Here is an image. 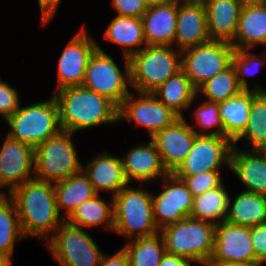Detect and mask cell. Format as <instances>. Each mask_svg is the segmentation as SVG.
<instances>
[{
  "label": "cell",
  "mask_w": 266,
  "mask_h": 266,
  "mask_svg": "<svg viewBox=\"0 0 266 266\" xmlns=\"http://www.w3.org/2000/svg\"><path fill=\"white\" fill-rule=\"evenodd\" d=\"M7 196L15 204L25 238L39 237L47 241L65 221L57 209L54 183L33 178Z\"/></svg>",
  "instance_id": "obj_1"
},
{
  "label": "cell",
  "mask_w": 266,
  "mask_h": 266,
  "mask_svg": "<svg viewBox=\"0 0 266 266\" xmlns=\"http://www.w3.org/2000/svg\"><path fill=\"white\" fill-rule=\"evenodd\" d=\"M61 130L72 133L119 122V108L108 98L83 86L66 87L54 94Z\"/></svg>",
  "instance_id": "obj_2"
},
{
  "label": "cell",
  "mask_w": 266,
  "mask_h": 266,
  "mask_svg": "<svg viewBox=\"0 0 266 266\" xmlns=\"http://www.w3.org/2000/svg\"><path fill=\"white\" fill-rule=\"evenodd\" d=\"M129 184L114 198L113 232L130 240L151 237L160 232L153 218L152 193Z\"/></svg>",
  "instance_id": "obj_3"
},
{
  "label": "cell",
  "mask_w": 266,
  "mask_h": 266,
  "mask_svg": "<svg viewBox=\"0 0 266 266\" xmlns=\"http://www.w3.org/2000/svg\"><path fill=\"white\" fill-rule=\"evenodd\" d=\"M174 46L147 45L130 60V87L152 93L168 78L182 70L181 51Z\"/></svg>",
  "instance_id": "obj_4"
},
{
  "label": "cell",
  "mask_w": 266,
  "mask_h": 266,
  "mask_svg": "<svg viewBox=\"0 0 266 266\" xmlns=\"http://www.w3.org/2000/svg\"><path fill=\"white\" fill-rule=\"evenodd\" d=\"M215 226L192 217L163 227L160 234L166 253L182 256L197 265L211 259L215 243Z\"/></svg>",
  "instance_id": "obj_5"
},
{
  "label": "cell",
  "mask_w": 266,
  "mask_h": 266,
  "mask_svg": "<svg viewBox=\"0 0 266 266\" xmlns=\"http://www.w3.org/2000/svg\"><path fill=\"white\" fill-rule=\"evenodd\" d=\"M7 136L36 148L60 130L59 107L54 95L47 100L22 107L8 117Z\"/></svg>",
  "instance_id": "obj_6"
},
{
  "label": "cell",
  "mask_w": 266,
  "mask_h": 266,
  "mask_svg": "<svg viewBox=\"0 0 266 266\" xmlns=\"http://www.w3.org/2000/svg\"><path fill=\"white\" fill-rule=\"evenodd\" d=\"M74 133L60 130L35 148L34 178L56 183L82 170L72 141Z\"/></svg>",
  "instance_id": "obj_7"
},
{
  "label": "cell",
  "mask_w": 266,
  "mask_h": 266,
  "mask_svg": "<svg viewBox=\"0 0 266 266\" xmlns=\"http://www.w3.org/2000/svg\"><path fill=\"white\" fill-rule=\"evenodd\" d=\"M112 58L98 45L87 65L82 86L108 98L119 108L131 92L128 89L130 60L126 56L123 57L125 60L123 73Z\"/></svg>",
  "instance_id": "obj_8"
},
{
  "label": "cell",
  "mask_w": 266,
  "mask_h": 266,
  "mask_svg": "<svg viewBox=\"0 0 266 266\" xmlns=\"http://www.w3.org/2000/svg\"><path fill=\"white\" fill-rule=\"evenodd\" d=\"M46 245L61 266H99L104 254L85 229L70 225L66 220Z\"/></svg>",
  "instance_id": "obj_9"
},
{
  "label": "cell",
  "mask_w": 266,
  "mask_h": 266,
  "mask_svg": "<svg viewBox=\"0 0 266 266\" xmlns=\"http://www.w3.org/2000/svg\"><path fill=\"white\" fill-rule=\"evenodd\" d=\"M234 47L228 41L210 40L181 51L182 70L198 89L232 64Z\"/></svg>",
  "instance_id": "obj_10"
},
{
  "label": "cell",
  "mask_w": 266,
  "mask_h": 266,
  "mask_svg": "<svg viewBox=\"0 0 266 266\" xmlns=\"http://www.w3.org/2000/svg\"><path fill=\"white\" fill-rule=\"evenodd\" d=\"M233 142L225 136L197 135L184 161L173 172L175 176H194L211 170L230 168Z\"/></svg>",
  "instance_id": "obj_11"
},
{
  "label": "cell",
  "mask_w": 266,
  "mask_h": 266,
  "mask_svg": "<svg viewBox=\"0 0 266 266\" xmlns=\"http://www.w3.org/2000/svg\"><path fill=\"white\" fill-rule=\"evenodd\" d=\"M131 92L119 107L118 120L132 122L142 126L151 138L156 132L173 124L180 118L171 109L160 102L153 93Z\"/></svg>",
  "instance_id": "obj_12"
},
{
  "label": "cell",
  "mask_w": 266,
  "mask_h": 266,
  "mask_svg": "<svg viewBox=\"0 0 266 266\" xmlns=\"http://www.w3.org/2000/svg\"><path fill=\"white\" fill-rule=\"evenodd\" d=\"M160 181L164 190L156 196L152 193L153 218L159 230L190 217L194 203V196L186 183L173 173H168Z\"/></svg>",
  "instance_id": "obj_13"
},
{
  "label": "cell",
  "mask_w": 266,
  "mask_h": 266,
  "mask_svg": "<svg viewBox=\"0 0 266 266\" xmlns=\"http://www.w3.org/2000/svg\"><path fill=\"white\" fill-rule=\"evenodd\" d=\"M98 45L84 26L70 39L57 63V90L82 86L87 65Z\"/></svg>",
  "instance_id": "obj_14"
},
{
  "label": "cell",
  "mask_w": 266,
  "mask_h": 266,
  "mask_svg": "<svg viewBox=\"0 0 266 266\" xmlns=\"http://www.w3.org/2000/svg\"><path fill=\"white\" fill-rule=\"evenodd\" d=\"M3 140L0 147V188H7L8 193L0 191V195H7L34 178L35 148L7 135Z\"/></svg>",
  "instance_id": "obj_15"
},
{
  "label": "cell",
  "mask_w": 266,
  "mask_h": 266,
  "mask_svg": "<svg viewBox=\"0 0 266 266\" xmlns=\"http://www.w3.org/2000/svg\"><path fill=\"white\" fill-rule=\"evenodd\" d=\"M197 134L185 117L156 132L151 138L168 173H173L191 150Z\"/></svg>",
  "instance_id": "obj_16"
},
{
  "label": "cell",
  "mask_w": 266,
  "mask_h": 266,
  "mask_svg": "<svg viewBox=\"0 0 266 266\" xmlns=\"http://www.w3.org/2000/svg\"><path fill=\"white\" fill-rule=\"evenodd\" d=\"M219 264L257 261L251 244L250 227L222 221L215 226V243L211 259Z\"/></svg>",
  "instance_id": "obj_17"
},
{
  "label": "cell",
  "mask_w": 266,
  "mask_h": 266,
  "mask_svg": "<svg viewBox=\"0 0 266 266\" xmlns=\"http://www.w3.org/2000/svg\"><path fill=\"white\" fill-rule=\"evenodd\" d=\"M121 158L124 174L129 184L132 181H136L138 184L153 183L168 174L155 143L151 139L148 144L139 143L132 147Z\"/></svg>",
  "instance_id": "obj_18"
},
{
  "label": "cell",
  "mask_w": 266,
  "mask_h": 266,
  "mask_svg": "<svg viewBox=\"0 0 266 266\" xmlns=\"http://www.w3.org/2000/svg\"><path fill=\"white\" fill-rule=\"evenodd\" d=\"M210 40L204 3L178 1L174 46L182 51Z\"/></svg>",
  "instance_id": "obj_19"
},
{
  "label": "cell",
  "mask_w": 266,
  "mask_h": 266,
  "mask_svg": "<svg viewBox=\"0 0 266 266\" xmlns=\"http://www.w3.org/2000/svg\"><path fill=\"white\" fill-rule=\"evenodd\" d=\"M177 15L178 0L149 5L141 18L147 45L174 46Z\"/></svg>",
  "instance_id": "obj_20"
},
{
  "label": "cell",
  "mask_w": 266,
  "mask_h": 266,
  "mask_svg": "<svg viewBox=\"0 0 266 266\" xmlns=\"http://www.w3.org/2000/svg\"><path fill=\"white\" fill-rule=\"evenodd\" d=\"M82 170L97 194L108 191L114 197L129 184L124 174L122 158L111 155L109 151L92 157L86 166H82Z\"/></svg>",
  "instance_id": "obj_21"
},
{
  "label": "cell",
  "mask_w": 266,
  "mask_h": 266,
  "mask_svg": "<svg viewBox=\"0 0 266 266\" xmlns=\"http://www.w3.org/2000/svg\"><path fill=\"white\" fill-rule=\"evenodd\" d=\"M248 150L233 146L229 170L245 186L244 191L266 195V156L261 150Z\"/></svg>",
  "instance_id": "obj_22"
},
{
  "label": "cell",
  "mask_w": 266,
  "mask_h": 266,
  "mask_svg": "<svg viewBox=\"0 0 266 266\" xmlns=\"http://www.w3.org/2000/svg\"><path fill=\"white\" fill-rule=\"evenodd\" d=\"M204 6L211 40L231 42L236 35L242 5L238 0H207Z\"/></svg>",
  "instance_id": "obj_23"
},
{
  "label": "cell",
  "mask_w": 266,
  "mask_h": 266,
  "mask_svg": "<svg viewBox=\"0 0 266 266\" xmlns=\"http://www.w3.org/2000/svg\"><path fill=\"white\" fill-rule=\"evenodd\" d=\"M230 43L235 50L266 46V6H242L236 35Z\"/></svg>",
  "instance_id": "obj_24"
},
{
  "label": "cell",
  "mask_w": 266,
  "mask_h": 266,
  "mask_svg": "<svg viewBox=\"0 0 266 266\" xmlns=\"http://www.w3.org/2000/svg\"><path fill=\"white\" fill-rule=\"evenodd\" d=\"M54 192L58 212L65 220L81 203L97 194L83 170L54 183ZM63 210L65 212L61 214Z\"/></svg>",
  "instance_id": "obj_25"
},
{
  "label": "cell",
  "mask_w": 266,
  "mask_h": 266,
  "mask_svg": "<svg viewBox=\"0 0 266 266\" xmlns=\"http://www.w3.org/2000/svg\"><path fill=\"white\" fill-rule=\"evenodd\" d=\"M104 39L121 46L123 57L128 58L147 46L139 17L115 16L104 32Z\"/></svg>",
  "instance_id": "obj_26"
},
{
  "label": "cell",
  "mask_w": 266,
  "mask_h": 266,
  "mask_svg": "<svg viewBox=\"0 0 266 266\" xmlns=\"http://www.w3.org/2000/svg\"><path fill=\"white\" fill-rule=\"evenodd\" d=\"M152 93L179 117H184L182 112L188 110L199 96L183 70L168 78Z\"/></svg>",
  "instance_id": "obj_27"
},
{
  "label": "cell",
  "mask_w": 266,
  "mask_h": 266,
  "mask_svg": "<svg viewBox=\"0 0 266 266\" xmlns=\"http://www.w3.org/2000/svg\"><path fill=\"white\" fill-rule=\"evenodd\" d=\"M225 221L245 227L266 223V195L243 190L233 201L229 196Z\"/></svg>",
  "instance_id": "obj_28"
},
{
  "label": "cell",
  "mask_w": 266,
  "mask_h": 266,
  "mask_svg": "<svg viewBox=\"0 0 266 266\" xmlns=\"http://www.w3.org/2000/svg\"><path fill=\"white\" fill-rule=\"evenodd\" d=\"M258 91L243 90L234 97L219 103L224 136L234 142L247 127L252 99Z\"/></svg>",
  "instance_id": "obj_29"
},
{
  "label": "cell",
  "mask_w": 266,
  "mask_h": 266,
  "mask_svg": "<svg viewBox=\"0 0 266 266\" xmlns=\"http://www.w3.org/2000/svg\"><path fill=\"white\" fill-rule=\"evenodd\" d=\"M111 204L106 199L96 194L93 198L81 203L73 211L66 221L70 225L78 226L83 229L98 228L99 225L105 226V229L113 231L114 228V198H111Z\"/></svg>",
  "instance_id": "obj_30"
},
{
  "label": "cell",
  "mask_w": 266,
  "mask_h": 266,
  "mask_svg": "<svg viewBox=\"0 0 266 266\" xmlns=\"http://www.w3.org/2000/svg\"><path fill=\"white\" fill-rule=\"evenodd\" d=\"M230 194L224 183L215 189L194 197L193 210L190 217L209 222L214 225L225 221L228 212Z\"/></svg>",
  "instance_id": "obj_31"
},
{
  "label": "cell",
  "mask_w": 266,
  "mask_h": 266,
  "mask_svg": "<svg viewBox=\"0 0 266 266\" xmlns=\"http://www.w3.org/2000/svg\"><path fill=\"white\" fill-rule=\"evenodd\" d=\"M25 239L14 202L0 195V254L12 263L15 244Z\"/></svg>",
  "instance_id": "obj_32"
},
{
  "label": "cell",
  "mask_w": 266,
  "mask_h": 266,
  "mask_svg": "<svg viewBox=\"0 0 266 266\" xmlns=\"http://www.w3.org/2000/svg\"><path fill=\"white\" fill-rule=\"evenodd\" d=\"M122 249L128 256L129 266H159L166 253L165 242L160 233L129 240Z\"/></svg>",
  "instance_id": "obj_33"
},
{
  "label": "cell",
  "mask_w": 266,
  "mask_h": 266,
  "mask_svg": "<svg viewBox=\"0 0 266 266\" xmlns=\"http://www.w3.org/2000/svg\"><path fill=\"white\" fill-rule=\"evenodd\" d=\"M242 139L248 142L249 149L260 150L266 144V92L254 95L247 127L233 142V146H237Z\"/></svg>",
  "instance_id": "obj_34"
},
{
  "label": "cell",
  "mask_w": 266,
  "mask_h": 266,
  "mask_svg": "<svg viewBox=\"0 0 266 266\" xmlns=\"http://www.w3.org/2000/svg\"><path fill=\"white\" fill-rule=\"evenodd\" d=\"M242 91L237 81L235 68L231 64L227 69L203 83L197 89V94L200 95L199 97L202 94L208 101L220 103Z\"/></svg>",
  "instance_id": "obj_35"
},
{
  "label": "cell",
  "mask_w": 266,
  "mask_h": 266,
  "mask_svg": "<svg viewBox=\"0 0 266 266\" xmlns=\"http://www.w3.org/2000/svg\"><path fill=\"white\" fill-rule=\"evenodd\" d=\"M266 51V49H265ZM263 56L250 53V49L234 50L232 55V65L235 68L237 81L243 90H256L258 92H266L257 83L254 84V88H250L246 76H253L259 72L261 67L266 65V55L263 52ZM250 88V89H249Z\"/></svg>",
  "instance_id": "obj_36"
},
{
  "label": "cell",
  "mask_w": 266,
  "mask_h": 266,
  "mask_svg": "<svg viewBox=\"0 0 266 266\" xmlns=\"http://www.w3.org/2000/svg\"><path fill=\"white\" fill-rule=\"evenodd\" d=\"M193 116L195 123L189 125L197 135L224 136V127L220 117L219 103L204 100L197 109H194ZM195 126L198 128H195ZM215 130H214V129ZM212 129V130H211ZM207 130H211V132Z\"/></svg>",
  "instance_id": "obj_37"
},
{
  "label": "cell",
  "mask_w": 266,
  "mask_h": 266,
  "mask_svg": "<svg viewBox=\"0 0 266 266\" xmlns=\"http://www.w3.org/2000/svg\"><path fill=\"white\" fill-rule=\"evenodd\" d=\"M182 179L194 197L220 186L223 182L220 170H211L194 176H176Z\"/></svg>",
  "instance_id": "obj_38"
},
{
  "label": "cell",
  "mask_w": 266,
  "mask_h": 266,
  "mask_svg": "<svg viewBox=\"0 0 266 266\" xmlns=\"http://www.w3.org/2000/svg\"><path fill=\"white\" fill-rule=\"evenodd\" d=\"M17 88L10 86L0 78V116L4 120L14 114L21 102Z\"/></svg>",
  "instance_id": "obj_39"
},
{
  "label": "cell",
  "mask_w": 266,
  "mask_h": 266,
  "mask_svg": "<svg viewBox=\"0 0 266 266\" xmlns=\"http://www.w3.org/2000/svg\"><path fill=\"white\" fill-rule=\"evenodd\" d=\"M113 9L117 16L122 17H139L148 10L149 4L146 0H112Z\"/></svg>",
  "instance_id": "obj_40"
},
{
  "label": "cell",
  "mask_w": 266,
  "mask_h": 266,
  "mask_svg": "<svg viewBox=\"0 0 266 266\" xmlns=\"http://www.w3.org/2000/svg\"><path fill=\"white\" fill-rule=\"evenodd\" d=\"M250 236L255 258L266 264V223L250 227Z\"/></svg>",
  "instance_id": "obj_41"
},
{
  "label": "cell",
  "mask_w": 266,
  "mask_h": 266,
  "mask_svg": "<svg viewBox=\"0 0 266 266\" xmlns=\"http://www.w3.org/2000/svg\"><path fill=\"white\" fill-rule=\"evenodd\" d=\"M39 5V10L41 11V26H46L59 8L61 1L63 0H37Z\"/></svg>",
  "instance_id": "obj_42"
},
{
  "label": "cell",
  "mask_w": 266,
  "mask_h": 266,
  "mask_svg": "<svg viewBox=\"0 0 266 266\" xmlns=\"http://www.w3.org/2000/svg\"><path fill=\"white\" fill-rule=\"evenodd\" d=\"M99 266H129L128 256L125 251L120 248L110 256L103 254Z\"/></svg>",
  "instance_id": "obj_43"
},
{
  "label": "cell",
  "mask_w": 266,
  "mask_h": 266,
  "mask_svg": "<svg viewBox=\"0 0 266 266\" xmlns=\"http://www.w3.org/2000/svg\"><path fill=\"white\" fill-rule=\"evenodd\" d=\"M194 264L187 258L165 253L159 266H193Z\"/></svg>",
  "instance_id": "obj_44"
},
{
  "label": "cell",
  "mask_w": 266,
  "mask_h": 266,
  "mask_svg": "<svg viewBox=\"0 0 266 266\" xmlns=\"http://www.w3.org/2000/svg\"><path fill=\"white\" fill-rule=\"evenodd\" d=\"M226 266H262L263 264L258 261H239L225 264Z\"/></svg>",
  "instance_id": "obj_45"
},
{
  "label": "cell",
  "mask_w": 266,
  "mask_h": 266,
  "mask_svg": "<svg viewBox=\"0 0 266 266\" xmlns=\"http://www.w3.org/2000/svg\"><path fill=\"white\" fill-rule=\"evenodd\" d=\"M242 6L263 5L265 0H238Z\"/></svg>",
  "instance_id": "obj_46"
},
{
  "label": "cell",
  "mask_w": 266,
  "mask_h": 266,
  "mask_svg": "<svg viewBox=\"0 0 266 266\" xmlns=\"http://www.w3.org/2000/svg\"><path fill=\"white\" fill-rule=\"evenodd\" d=\"M13 263H11L5 256L0 254V266H12Z\"/></svg>",
  "instance_id": "obj_47"
},
{
  "label": "cell",
  "mask_w": 266,
  "mask_h": 266,
  "mask_svg": "<svg viewBox=\"0 0 266 266\" xmlns=\"http://www.w3.org/2000/svg\"><path fill=\"white\" fill-rule=\"evenodd\" d=\"M201 266H226L225 264H219V263H216V262H213L212 260H207L201 264H199Z\"/></svg>",
  "instance_id": "obj_48"
},
{
  "label": "cell",
  "mask_w": 266,
  "mask_h": 266,
  "mask_svg": "<svg viewBox=\"0 0 266 266\" xmlns=\"http://www.w3.org/2000/svg\"><path fill=\"white\" fill-rule=\"evenodd\" d=\"M172 0H146L149 5L167 3Z\"/></svg>",
  "instance_id": "obj_49"
},
{
  "label": "cell",
  "mask_w": 266,
  "mask_h": 266,
  "mask_svg": "<svg viewBox=\"0 0 266 266\" xmlns=\"http://www.w3.org/2000/svg\"><path fill=\"white\" fill-rule=\"evenodd\" d=\"M179 2H194V3H204L207 0H178Z\"/></svg>",
  "instance_id": "obj_50"
},
{
  "label": "cell",
  "mask_w": 266,
  "mask_h": 266,
  "mask_svg": "<svg viewBox=\"0 0 266 266\" xmlns=\"http://www.w3.org/2000/svg\"><path fill=\"white\" fill-rule=\"evenodd\" d=\"M266 156V144L260 149Z\"/></svg>",
  "instance_id": "obj_51"
}]
</instances>
